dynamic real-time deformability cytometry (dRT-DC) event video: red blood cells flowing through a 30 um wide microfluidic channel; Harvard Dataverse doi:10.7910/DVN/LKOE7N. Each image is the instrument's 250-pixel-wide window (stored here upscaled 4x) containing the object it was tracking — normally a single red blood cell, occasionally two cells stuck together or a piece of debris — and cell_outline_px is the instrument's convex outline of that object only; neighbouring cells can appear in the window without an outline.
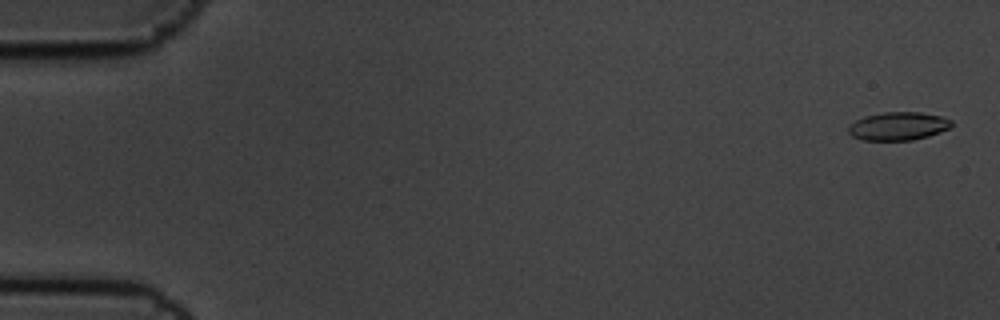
{"species": "common noctule bat (a hibernating species)", "species_latin": "Nyctalus noctula", "temperature_condition": "cold", "stored_images_in_passage": 57, "segment_of_instrument_passage": [1, 2], "camera_frame_rate_fps": 3000, "um_per_image_px": 0.085, "animal": {"sex": "male", "body_mass_g": 19.5, "forearm_length_mm": 54.6}, "frame": {"image": 1, "passage_image": 2, "time_ms": 0.333, "image_size_px": [1000, 320], "cell_outline_px": [[952, 124], [948, 128], [940, 132], [928, 136], [912, 140], [860, 140], [852, 136], [848, 132], [848, 128], [856, 120], [864, 116], [884, 112], [920, 112], [944, 116], [952, 120]], "centroid_in_image_um": [76.36, 10.72], "position_along_channel_um": 8.6, "area_um2": 16.99}}
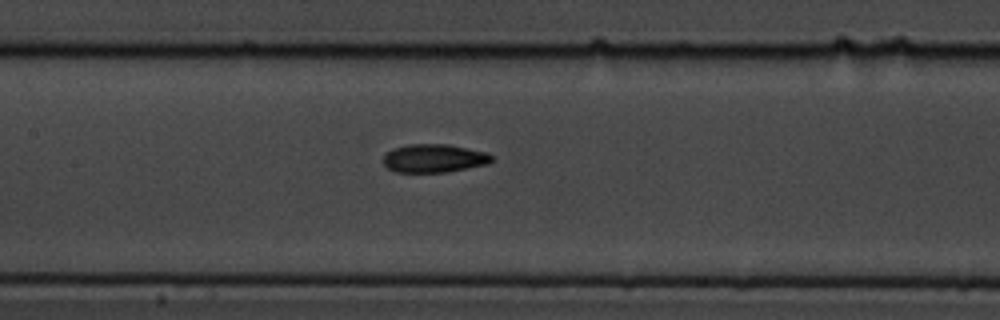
{"frame": {"image": 2, "passage_image": 27, "time_ms": 8.667, "image_size_px": [1000, 320], "cell_outline_px": [[492, 160], [488, 164], [448, 172], [396, 172], [388, 168], [384, 164], [384, 156], [392, 148], [408, 144], [448, 144], [488, 152], [492, 156]], "centroid_in_image_um": [36.91, 13.45], "position_along_channel_um": 170.5, "area_um2": 17.98}}
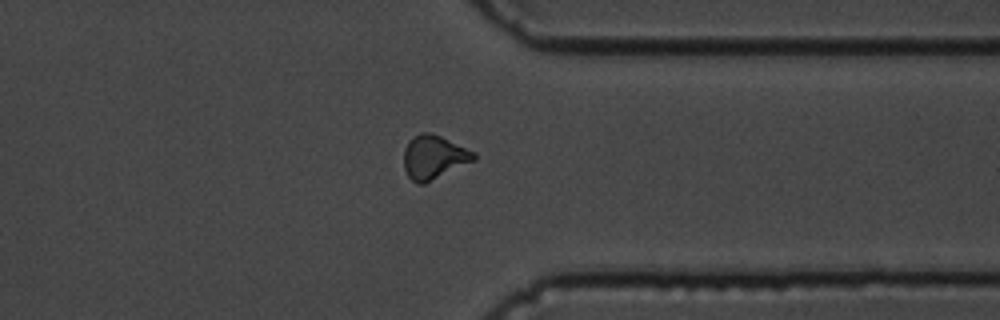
{"frame": {"image": 3, "passage_image": 44, "time_ms": 14.333, "image_size_px": [1000, 320], "cell_outline_px": [[476, 160], [424, 184], [416, 184], [408, 176], [404, 168], [404, 148], [408, 140], [412, 136], [420, 132], [432, 132], [476, 152]], "centroid_in_image_um": [36.87, 13.34], "position_along_channel_um": 374.5, "area_um2": 18.15}}